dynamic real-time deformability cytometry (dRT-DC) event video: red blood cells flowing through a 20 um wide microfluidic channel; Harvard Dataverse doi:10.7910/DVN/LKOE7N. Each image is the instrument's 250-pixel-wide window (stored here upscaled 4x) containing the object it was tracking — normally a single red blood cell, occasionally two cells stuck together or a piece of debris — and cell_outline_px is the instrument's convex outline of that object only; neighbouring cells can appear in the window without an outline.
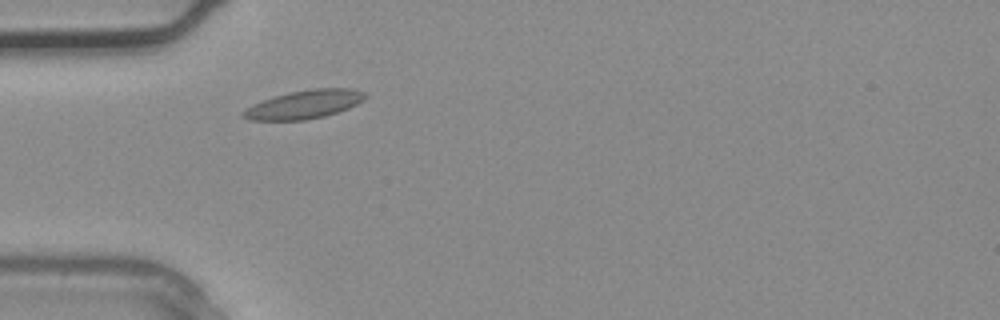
{"species": "common noctule bat (a hibernating species)", "species_latin": "Nyctalus noctula", "temperature_condition": "warm", "stored_images_in_passage": 2, "camera_frame_rate_fps": 3000, "um_per_image_px": 0.085, "animal": {"sex": "male", "body_mass_g": 20.4}, "frame": {"image": 1, "passage_image": 2, "time_ms": 0.333, "image_size_px": [1000, 320], "cell_outline_px": [[368, 96], [364, 100], [348, 108], [324, 116], [304, 120], [248, 120], [240, 116], [240, 112], [272, 96], [288, 92], [312, 88], [352, 88], [364, 92]], "centroid_in_image_um": [25.87, 8.87], "position_along_channel_um": 59.1, "area_um2": 20.23}}